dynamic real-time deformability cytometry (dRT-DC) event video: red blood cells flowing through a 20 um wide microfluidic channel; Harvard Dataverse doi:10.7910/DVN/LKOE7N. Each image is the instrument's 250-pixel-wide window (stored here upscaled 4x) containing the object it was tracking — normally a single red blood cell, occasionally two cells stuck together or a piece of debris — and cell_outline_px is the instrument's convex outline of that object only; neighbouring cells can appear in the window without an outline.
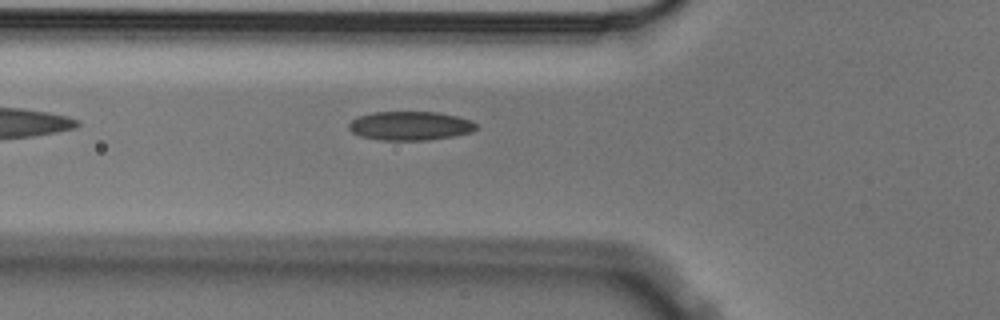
{"species": "Egyptian fruit bat (a non-hibernating species)", "species_latin": "Rousettus aegyptiacus", "temperature_condition": "cold", "stored_images_in_passage": 6, "camera_frame_rate_fps": 3000, "um_per_image_px": 0.085, "animal": {"sex": "male"}, "frame": {"image": 1, "passage_image": 6, "time_ms": 1.667, "image_size_px": [1000, 320], "cell_outline_px": [[476, 128], [472, 132], [452, 136], [428, 140], [380, 140], [360, 136], [352, 132], [348, 128], [348, 124], [352, 120], [360, 116], [372, 112], [436, 112], [456, 116], [472, 120], [476, 124]], "centroid_in_image_um": [34.85, 10.69], "position_along_channel_um": 90.9, "area_um2": 21.39}}